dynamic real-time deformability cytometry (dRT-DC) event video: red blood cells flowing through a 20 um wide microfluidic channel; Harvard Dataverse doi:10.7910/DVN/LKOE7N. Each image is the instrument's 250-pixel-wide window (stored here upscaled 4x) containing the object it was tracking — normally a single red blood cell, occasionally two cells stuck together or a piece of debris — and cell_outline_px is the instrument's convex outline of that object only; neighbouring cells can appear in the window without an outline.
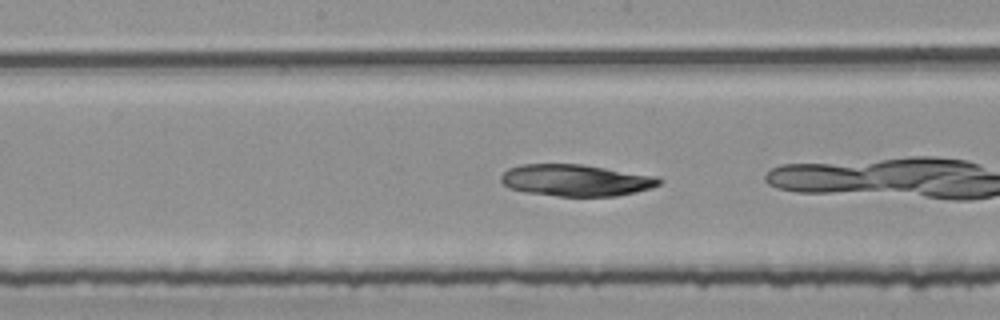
{"species": "common noctule bat (a hibernating species)", "species_latin": "Nyctalus noctula", "temperature_condition": "room temperature", "stored_images_in_passage": 34, "camera_frame_rate_fps": 3000, "um_per_image_px": 0.085, "animal": {"sex": "female", "body_mass_g": 25.1}, "frame": {"image": 1, "passage_image": 25, "time_ms": 8.0, "image_size_px": [1000, 320], "cell_outline_px": [[664, 180], [660, 184], [652, 188], [616, 196], [556, 196], [524, 192], [508, 188], [500, 180], [500, 176], [508, 168], [520, 164], [580, 164], [656, 176]], "centroid_in_image_um": [48.92, 15.32], "position_along_channel_um": 199.3, "area_um2": 29.3}}
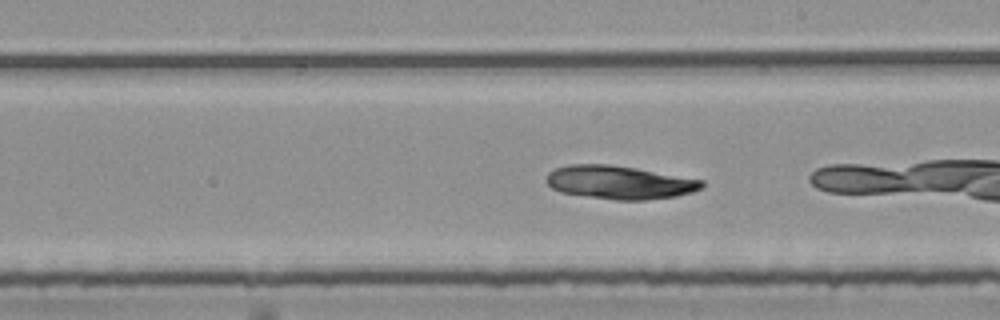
{"frame": {"image": 2, "passage_image": 28, "time_ms": 9.0, "image_size_px": [1000, 320], "cell_outline_px": [[704, 188], [692, 192], [676, 196], [644, 200], [616, 200], [560, 192], [552, 188], [548, 184], [548, 172], [556, 168], [568, 164], [608, 164], [636, 168], [704, 180]], "centroid_in_image_um": [52.68, 15.5], "position_along_channel_um": 236.3, "area_um2": 30.11}}